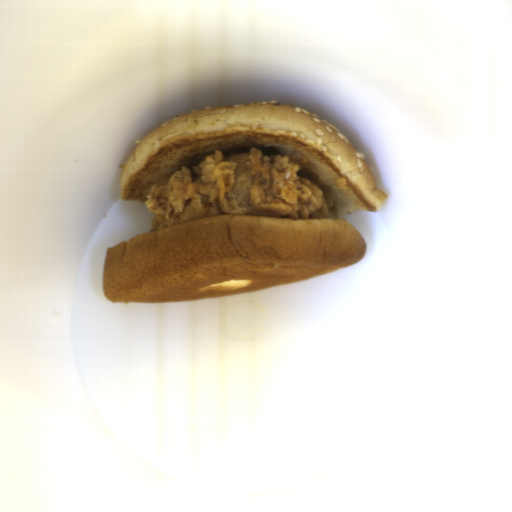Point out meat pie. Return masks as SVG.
I'll return each instance as SVG.
<instances>
[{"mask_svg":"<svg viewBox=\"0 0 512 512\" xmlns=\"http://www.w3.org/2000/svg\"><path fill=\"white\" fill-rule=\"evenodd\" d=\"M309 162L304 154L264 155L255 148L225 155L215 149L197 166L182 165L153 184L144 201L149 227L214 215L327 219L326 196L298 176Z\"/></svg>","mask_w":512,"mask_h":512,"instance_id":"obj_1","label":"meat pie"}]
</instances>
